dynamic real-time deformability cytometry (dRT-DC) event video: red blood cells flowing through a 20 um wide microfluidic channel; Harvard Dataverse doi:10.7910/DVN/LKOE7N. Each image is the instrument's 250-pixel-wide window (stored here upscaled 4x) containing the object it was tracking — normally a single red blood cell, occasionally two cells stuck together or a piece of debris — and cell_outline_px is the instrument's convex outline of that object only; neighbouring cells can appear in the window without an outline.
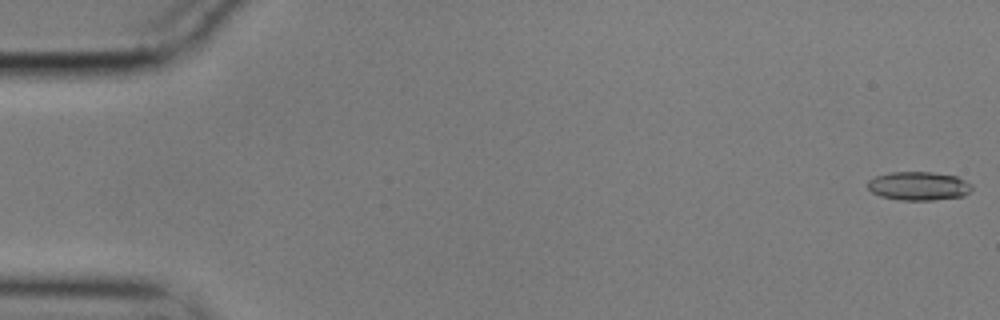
{"species": "common noctule bat (a hibernating species)", "species_latin": "Nyctalus noctula", "temperature_condition": "cold", "stored_images_in_passage": 7, "camera_frame_rate_fps": 3000, "um_per_image_px": 0.085, "animal": {"sex": "male", "body_mass_g": 17.9}, "frame": {"image": 1, "passage_image": 1, "time_ms": 0.0, "image_size_px": [1000, 320], "cell_outline_px": [[972, 188], [964, 196], [932, 200], [900, 200], [880, 196], [872, 192], [868, 188], [868, 180], [876, 176], [888, 172], [932, 172], [956, 176], [972, 184]], "centroid_in_image_um": [78.07, 15.8], "position_along_channel_um": 6.9, "area_um2": 17.4}}